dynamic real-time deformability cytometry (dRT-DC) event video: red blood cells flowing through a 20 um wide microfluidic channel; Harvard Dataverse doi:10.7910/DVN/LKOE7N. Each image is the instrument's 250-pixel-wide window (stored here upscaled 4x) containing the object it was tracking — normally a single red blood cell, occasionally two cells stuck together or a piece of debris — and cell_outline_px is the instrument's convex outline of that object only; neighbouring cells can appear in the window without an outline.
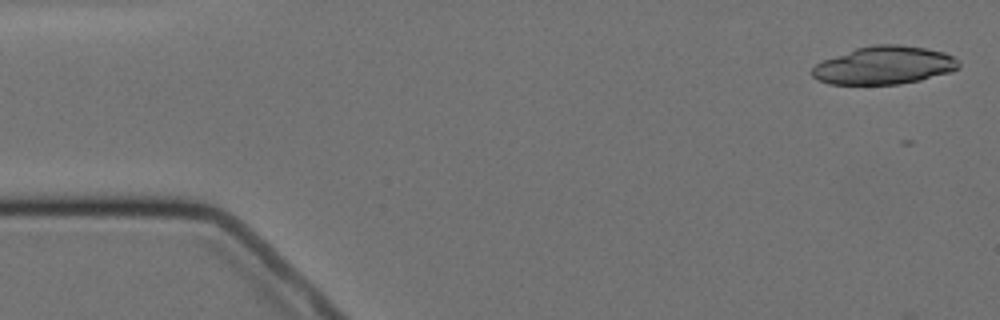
{"species": "Egyptian fruit bat (a non-hibernating species)", "species_latin": "Rousettus aegyptiacus", "temperature_condition": "cold", "stored_images_in_passage": 3, "camera_frame_rate_fps": 3000, "um_per_image_px": 0.085, "animal": {"sex": "female"}, "frame": {"image": 1, "passage_image": 1, "time_ms": 0.0, "image_size_px": [1000, 320], "cell_outline_px": [[960, 68], [948, 72], [920, 80], [900, 84], [828, 84], [812, 76], [808, 72], [816, 64], [824, 60], [856, 48], [872, 44], [896, 44], [924, 48], [944, 52], [952, 56], [960, 64]], "centroid_in_image_um": [75.12, 5.55], "position_along_channel_um": 9.9, "area_um2": 32.31}}